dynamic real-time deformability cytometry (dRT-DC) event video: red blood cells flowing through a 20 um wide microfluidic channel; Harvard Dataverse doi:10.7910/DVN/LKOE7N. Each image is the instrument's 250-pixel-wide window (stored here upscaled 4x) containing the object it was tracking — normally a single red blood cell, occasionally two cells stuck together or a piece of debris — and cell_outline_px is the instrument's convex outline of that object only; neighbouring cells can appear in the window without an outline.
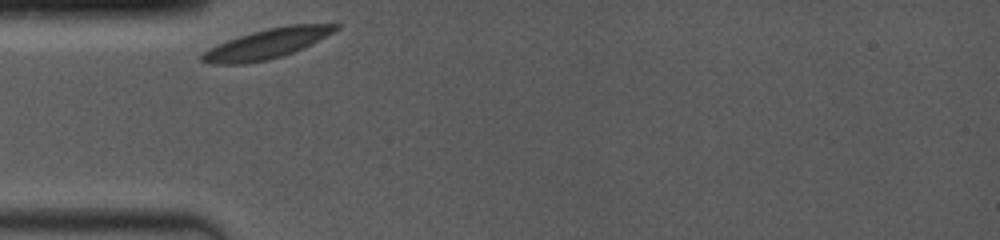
{"species": "common noctule bat (a hibernating species)", "species_latin": "Nyctalus noctula", "temperature_condition": "room temperature", "stored_images_in_passage": 26, "camera_frame_rate_fps": 4000, "um_per_image_px": 0.085, "animal": {"sex": "female", "body_mass_g": 19.0, "forearm_length_mm": 53.3}, "frame": {"image": 1, "passage_image": 1, "time_ms": 0.0, "image_size_px": [1000, 240], "cell_outline_px": [[340, 28], [284, 56], [268, 60], [244, 64], [216, 64], [200, 60], [200, 56], [208, 48], [228, 40], [252, 32], [268, 28], [288, 24], [340, 24]], "centroid_in_image_um": [22.64, 3.72], "position_along_channel_um": 62.4, "area_um2": 22.72}}
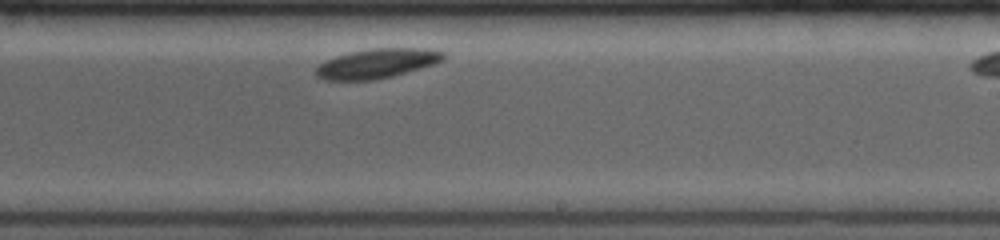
{"frame": {"image": 2, "passage_image": 15, "time_ms": 5.5, "image_size_px": [1000, 240], "cell_outline_px": [[444, 60], [432, 64], [392, 76], [376, 80], [324, 80], [316, 76], [316, 68], [324, 60], [336, 56], [352, 52], [372, 48], [424, 48], [444, 52]], "centroid_in_image_um": [32.01, 5.39], "position_along_channel_um": 257.0, "area_um2": 21.73}}
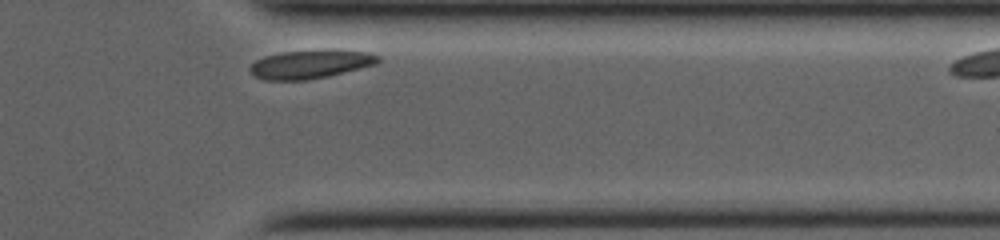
{"frame": {"image": 3, "passage_image": 25, "time_ms": 9.0, "image_size_px": [1000, 240], "cell_outline_px": [[380, 60], [376, 64], [328, 76], [304, 80], [264, 80], [256, 76], [248, 68], [256, 60], [264, 56], [284, 52], [320, 48], [332, 48], [372, 52], [380, 56]], "centroid_in_image_um": [26.45, 5.41], "position_along_channel_um": 385.0, "area_um2": 21.79}}